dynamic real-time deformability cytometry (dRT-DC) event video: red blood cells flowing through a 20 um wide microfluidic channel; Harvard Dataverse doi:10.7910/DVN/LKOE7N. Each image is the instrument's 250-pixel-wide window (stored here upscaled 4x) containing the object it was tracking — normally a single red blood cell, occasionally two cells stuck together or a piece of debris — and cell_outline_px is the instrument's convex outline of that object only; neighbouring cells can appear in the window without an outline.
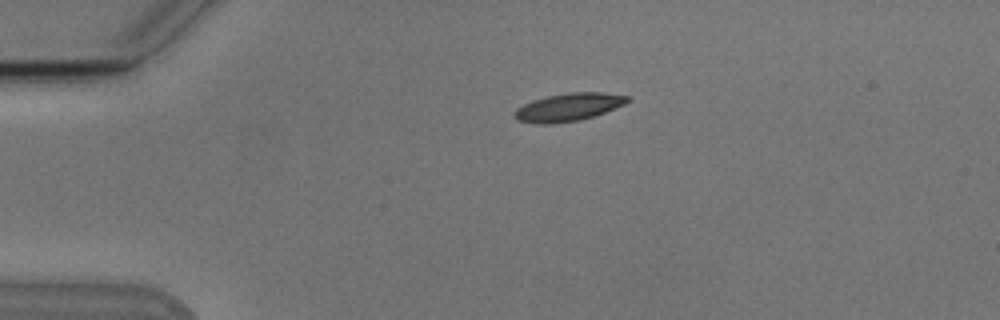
{"species": "Egyptian fruit bat (a non-hibernating species)", "species_latin": "Rousettus aegyptiacus", "temperature_condition": "cold", "stored_images_in_passage": 2, "camera_frame_rate_fps": 3000, "um_per_image_px": 0.085, "animal": {"sex": "male"}, "frame": {"image": 1, "passage_image": 2, "time_ms": 1.333, "image_size_px": [1000, 320], "cell_outline_px": [[632, 100], [624, 104], [604, 112], [580, 120], [552, 124], [532, 124], [516, 120], [512, 116], [516, 108], [532, 100], [548, 96], [572, 92], [604, 92], [628, 96]], "centroid_in_image_um": [48.27, 9.12], "position_along_channel_um": 36.7, "area_um2": 18.44}}